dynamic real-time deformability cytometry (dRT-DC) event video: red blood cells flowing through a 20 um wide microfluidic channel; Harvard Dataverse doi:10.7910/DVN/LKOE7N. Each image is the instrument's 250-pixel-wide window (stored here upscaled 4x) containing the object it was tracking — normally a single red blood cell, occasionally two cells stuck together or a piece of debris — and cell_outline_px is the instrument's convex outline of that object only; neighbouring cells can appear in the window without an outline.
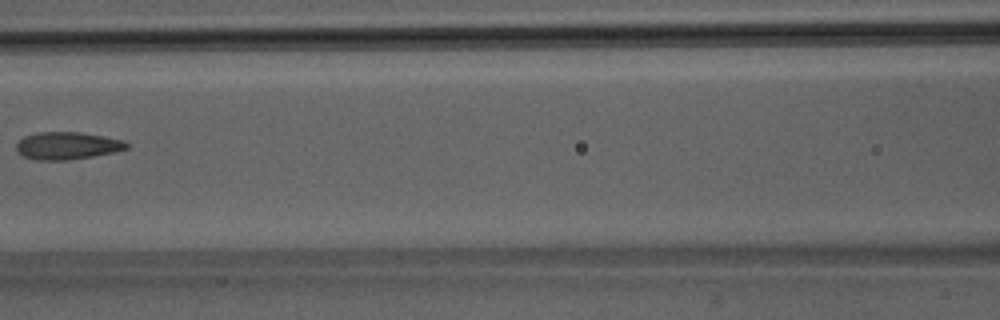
{"species": "Egyptian fruit bat (a non-hibernating species)", "species_latin": "Rousettus aegyptiacus", "temperature_condition": "room temperature", "stored_images_in_passage": 3, "camera_frame_rate_fps": 3000, "um_per_image_px": 0.085, "animal": {"sex": "male"}, "frame": {"image": 1, "passage_image": 3, "time_ms": 2.333, "image_size_px": [1000, 320], "cell_outline_px": [[128, 148], [116, 152], [68, 160], [36, 160], [24, 156], [16, 148], [16, 144], [24, 136], [40, 132], [80, 132], [104, 136], [124, 140], [128, 144]], "centroid_in_image_um": [5.74, 12.38], "position_along_channel_um": 160.9, "area_um2": 17.57}}